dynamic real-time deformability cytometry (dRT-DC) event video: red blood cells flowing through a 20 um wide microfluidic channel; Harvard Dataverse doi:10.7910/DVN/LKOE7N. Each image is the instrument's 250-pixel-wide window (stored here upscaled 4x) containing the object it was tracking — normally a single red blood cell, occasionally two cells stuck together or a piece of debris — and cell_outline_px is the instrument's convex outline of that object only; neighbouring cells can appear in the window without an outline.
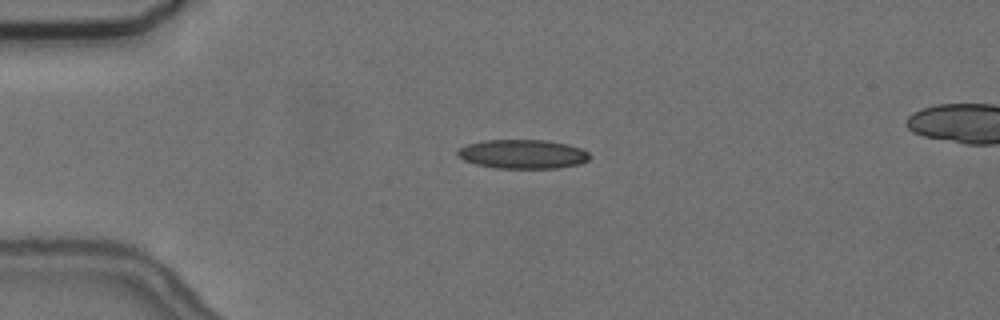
{"species": "common noctule bat (a hibernating species)", "species_latin": "Nyctalus noctula", "temperature_condition": "cold", "stored_images_in_passage": 4, "camera_frame_rate_fps": 3000, "um_per_image_px": 0.085, "animal": {"sex": "female", "body_mass_g": 24.6, "forearm_length_mm": 56.2}, "frame": {"image": 1, "passage_image": 3, "time_ms": 2.667, "image_size_px": [1000, 320], "cell_outline_px": [[592, 156], [588, 160], [580, 164], [560, 168], [496, 168], [476, 164], [464, 160], [456, 156], [456, 152], [460, 148], [468, 144], [484, 140], [548, 140], [568, 144], [580, 148], [588, 152]], "centroid_in_image_um": [44.45, 13.1], "position_along_channel_um": 40.5, "area_um2": 22.54}}